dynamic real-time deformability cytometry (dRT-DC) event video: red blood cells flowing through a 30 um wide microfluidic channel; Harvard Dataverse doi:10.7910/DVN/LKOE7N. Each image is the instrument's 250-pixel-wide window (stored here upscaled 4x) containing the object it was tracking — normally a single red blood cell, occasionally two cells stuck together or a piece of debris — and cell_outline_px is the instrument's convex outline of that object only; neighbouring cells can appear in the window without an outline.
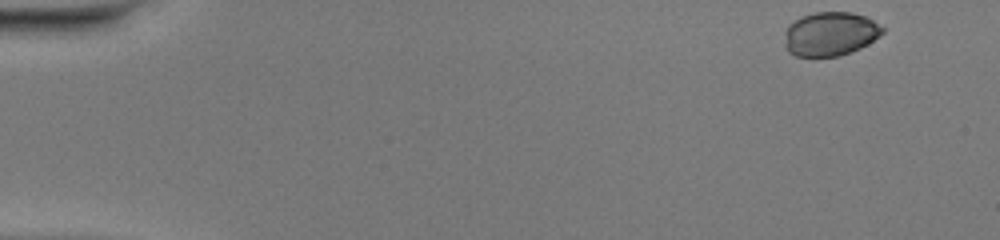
{"species": "common noctule bat (a hibernating species)", "species_latin": "Nyctalus noctula", "temperature_condition": "warm", "stored_images_in_passage": 48, "camera_frame_rate_fps": 3000, "um_per_image_px": 0.085, "animal": {"sex": "female", "body_mass_g": 20.0, "forearm_length_mm": 54.0}, "frame": {"image": 1, "passage_image": 1, "time_ms": 0.0, "image_size_px": [1000, 240], "cell_outline_px": [[884, 32], [880, 36], [868, 44], [852, 52], [840, 56], [796, 56], [788, 52], [784, 36], [784, 32], [788, 24], [800, 16], [816, 12], [852, 12], [864, 16], [872, 20], [884, 28]], "centroid_in_image_um": [70.56, 2.88], "position_along_channel_um": 14.4, "area_um2": 25.26}}
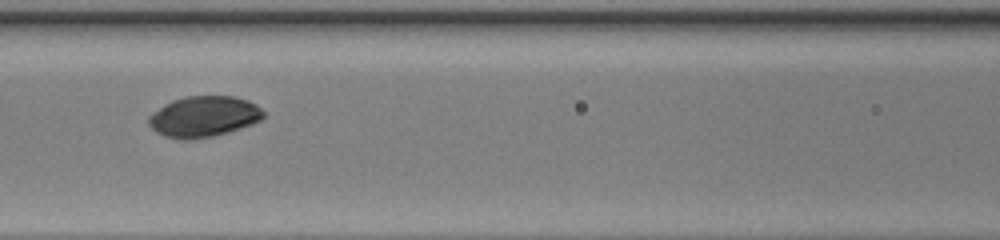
{"frame": {"image": 2, "passage_image": 21, "time_ms": 6.667, "image_size_px": [1000, 240], "cell_outline_px": [[264, 116], [260, 120], [252, 124], [228, 132], [212, 136], [188, 140], [180, 140], [164, 136], [156, 132], [148, 124], [148, 116], [152, 112], [164, 104], [172, 100], [184, 96], [232, 96], [248, 100], [256, 104], [264, 112]], "centroid_in_image_um": [17.29, 9.91], "position_along_channel_um": 149.3, "area_um2": 27.46}}
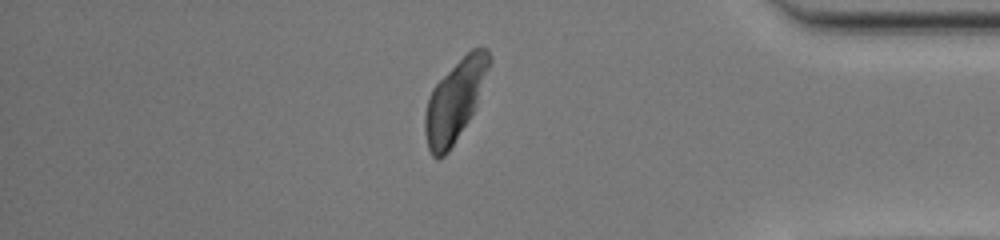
{"frame": {"image": 3, "passage_image": 41, "time_ms": 13.333, "image_size_px": [1000, 240], "cell_outline_px": [[492, 60], [476, 104], [468, 120], [448, 152], [444, 156], [436, 160], [432, 156], [428, 148], [424, 132], [424, 116], [428, 96], [432, 88], [472, 48], [484, 48], [488, 52]], "centroid_in_image_um": [38.63, 8.59], "position_along_channel_um": 396.6, "area_um2": 29.59}, "authors_computed_cell_mechanics": {"area_um2": 28.3798, "velocity_mm_per_s": 4.0932, "shape_relaxation_time_tau1_ms": 0.7502, "shape_relaxation_time_tau2_ms": null, "deformation_change_tau1": 0.0333, "deformation_change_tau2": null}}